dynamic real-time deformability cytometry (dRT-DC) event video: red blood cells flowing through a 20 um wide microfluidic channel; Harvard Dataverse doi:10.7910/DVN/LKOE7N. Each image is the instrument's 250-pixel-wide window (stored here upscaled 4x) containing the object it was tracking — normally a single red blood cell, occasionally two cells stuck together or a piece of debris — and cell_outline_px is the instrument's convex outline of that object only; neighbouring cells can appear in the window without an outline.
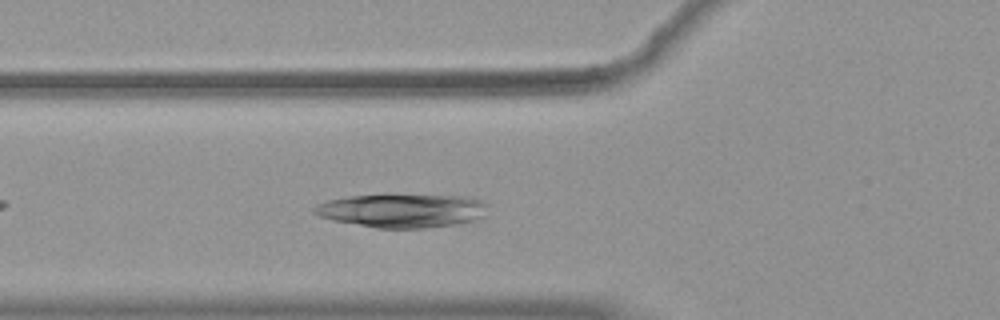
{"species": "common noctule bat (a hibernating species)", "species_latin": "Nyctalus noctula", "temperature_condition": "warm", "stored_images_in_passage": 43, "camera_frame_rate_fps": 3000, "um_per_image_px": 0.085, "animal": {"sex": "female", "body_mass_g": 19.9}, "frame": {"image": 1, "passage_image": 9, "time_ms": 2.667, "image_size_px": [1000, 320], "cell_outline_px": [[488, 204], [484, 216], [476, 220], [456, 224], [424, 228], [376, 228], [332, 220], [320, 216], [312, 212], [312, 208], [316, 204], [328, 200], [348, 196], [464, 196], [484, 200]], "centroid_in_image_um": [34.2, 17.92], "position_along_channel_um": 91.6, "area_um2": 33.76}}
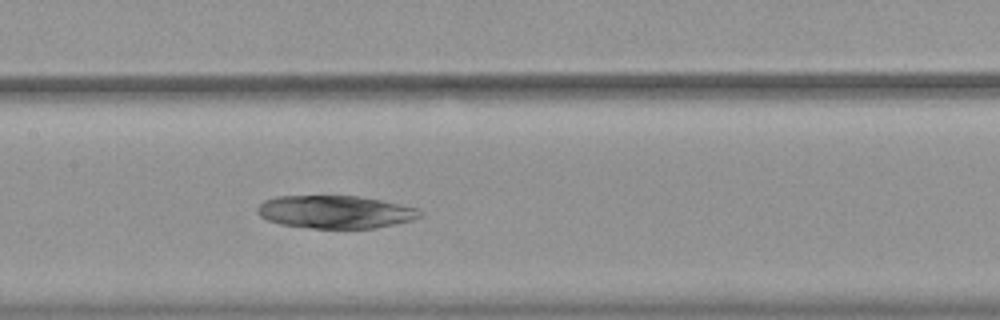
{"frame": {"image": 2, "passage_image": 16, "time_ms": 5.0, "image_size_px": [1000, 320], "cell_outline_px": [[420, 216], [412, 220], [376, 228], [312, 228], [280, 224], [268, 220], [260, 216], [256, 212], [256, 208], [264, 200], [276, 196], [360, 196], [420, 208]], "centroid_in_image_um": [28.48, 18.01], "position_along_channel_um": 178.9, "area_um2": 31.1}}
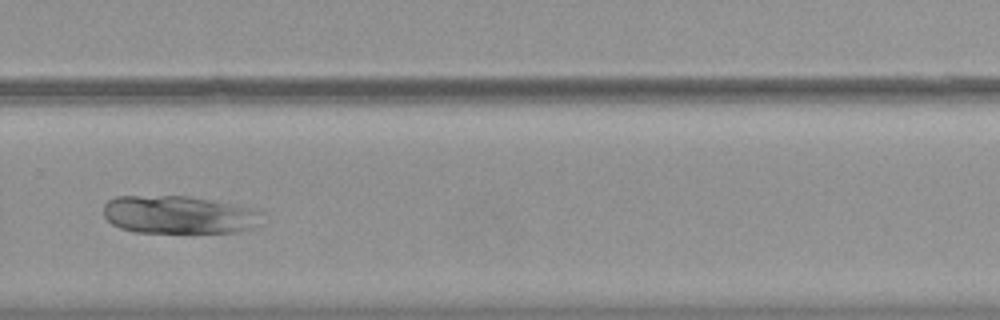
{"frame": {"image": 3, "passage_image": 27, "time_ms": 8.667, "image_size_px": [1000, 320], "cell_outline_px": [[264, 212], [260, 224], [252, 228], [236, 232], [136, 232], [120, 228], [112, 224], [104, 216], [104, 204], [108, 200], [116, 196], [188, 196], [248, 208]], "centroid_in_image_um": [15.18, 18.26], "position_along_channel_um": 314.6, "area_um2": 34.85}}